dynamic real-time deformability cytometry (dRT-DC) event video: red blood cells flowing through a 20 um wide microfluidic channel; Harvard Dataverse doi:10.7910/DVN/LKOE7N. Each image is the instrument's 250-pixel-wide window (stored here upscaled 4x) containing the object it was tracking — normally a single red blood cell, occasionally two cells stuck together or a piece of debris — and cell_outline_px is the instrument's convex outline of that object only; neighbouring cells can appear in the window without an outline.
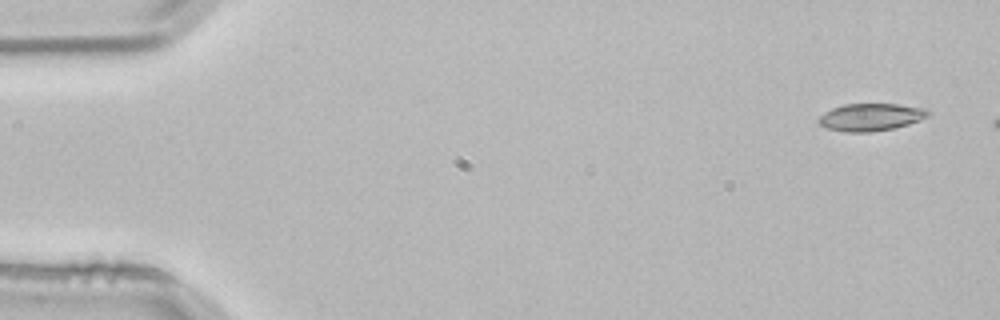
{"species": "common noctule bat (a hibernating species)", "species_latin": "Nyctalus noctula", "temperature_condition": "room temperature", "stored_images_in_passage": 4, "camera_frame_rate_fps": 3000, "um_per_image_px": 0.085, "animal": {"sex": "male", "body_mass_g": 21.5, "forearm_length_mm": 52.0}, "frame": {"image": 1, "passage_image": 1, "time_ms": 0.0, "image_size_px": [1000, 320], "cell_outline_px": [[932, 112], [928, 116], [920, 120], [908, 124], [892, 128], [872, 132], [844, 132], [828, 128], [820, 124], [816, 120], [824, 112], [832, 108], [844, 104], [896, 104], [924, 108]], "centroid_in_image_um": [74.01, 9.95], "position_along_channel_um": 11.0, "area_um2": 17.46}}